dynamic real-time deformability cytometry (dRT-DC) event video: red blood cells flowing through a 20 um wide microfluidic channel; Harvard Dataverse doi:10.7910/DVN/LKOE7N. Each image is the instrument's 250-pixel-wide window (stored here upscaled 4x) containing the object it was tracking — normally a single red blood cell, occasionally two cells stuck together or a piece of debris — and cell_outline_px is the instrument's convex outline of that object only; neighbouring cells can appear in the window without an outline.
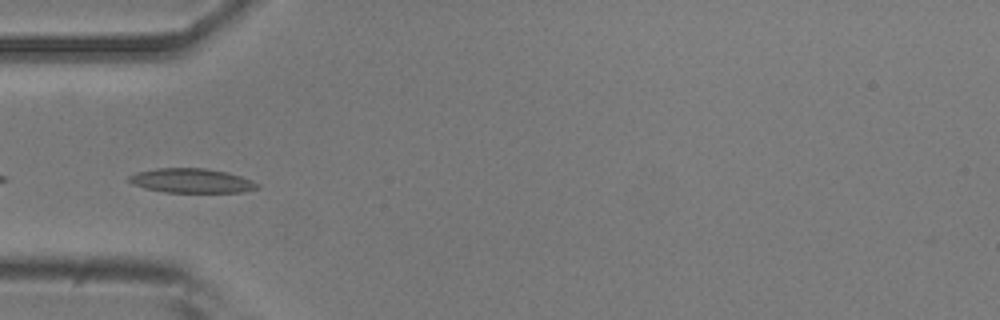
{"species": "common noctule bat (a hibernating species)", "species_latin": "Nyctalus noctula", "temperature_condition": "room temperature", "stored_images_in_passage": 52, "camera_frame_rate_fps": 3000, "um_per_image_px": 0.085, "animal": {"sex": "male", "body_mass_g": 20.5, "forearm_length_mm": 52.5}, "frame": {"image": 1, "passage_image": 16, "time_ms": 5.0, "image_size_px": [1000, 320], "cell_outline_px": [[260, 188], [244, 192], [164, 192], [144, 188], [132, 184], [128, 180], [128, 176], [136, 172], [156, 168], [204, 168], [228, 172], [252, 180], [260, 184]], "centroid_in_image_um": [16.29, 15.36], "position_along_channel_um": 68.7, "area_um2": 18.38}}
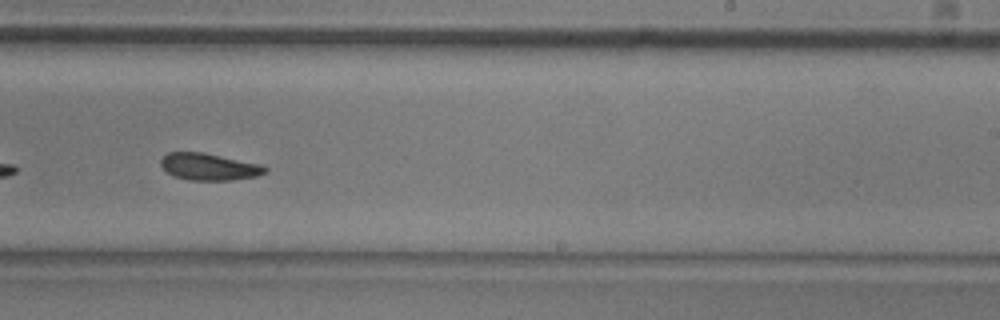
{"frame": {"image": 2, "passage_image": 32, "time_ms": 10.333, "image_size_px": [1000, 320], "cell_outline_px": [[268, 172], [256, 176], [232, 180], [188, 180], [172, 176], [160, 164], [160, 160], [168, 152], [204, 152], [260, 164], [268, 168]], "centroid_in_image_um": [17.77, 14.17], "position_along_channel_um": 271.2, "area_um2": 16.42}}
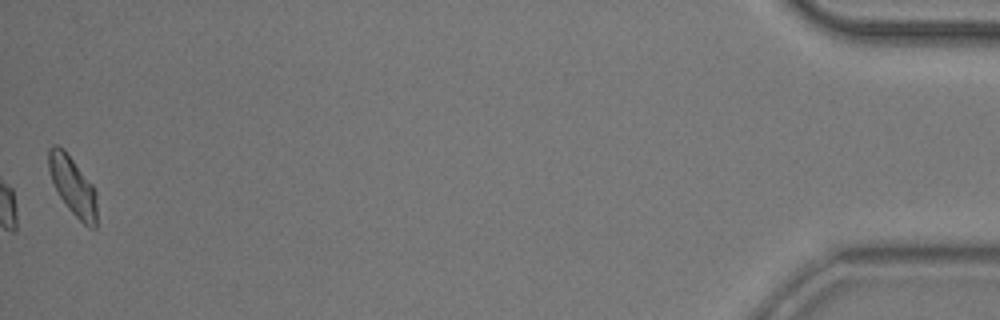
{"frame": {"image": 3, "passage_image": 52, "time_ms": 17.0, "image_size_px": [1000, 320], "cell_outline_px": [[96, 228], [88, 228], [68, 208], [60, 196], [52, 180], [48, 168], [48, 148], [52, 144], [56, 144], [64, 148], [92, 184], [96, 192]], "centroid_in_image_um": [6.18, 15.77], "position_along_channel_um": 429.0, "area_um2": 16.42}, "authors_computed_cell_mechanics": {"area_um2": 17.1377, "velocity_mm_per_s": 3.7943, "shape_relaxation_time_tau1_ms": 4.7172, "shape_relaxation_time_tau2_ms": 6.3686, "deformation_change_tau1": 0.1199, "deformation_change_tau2": 0.1053}}